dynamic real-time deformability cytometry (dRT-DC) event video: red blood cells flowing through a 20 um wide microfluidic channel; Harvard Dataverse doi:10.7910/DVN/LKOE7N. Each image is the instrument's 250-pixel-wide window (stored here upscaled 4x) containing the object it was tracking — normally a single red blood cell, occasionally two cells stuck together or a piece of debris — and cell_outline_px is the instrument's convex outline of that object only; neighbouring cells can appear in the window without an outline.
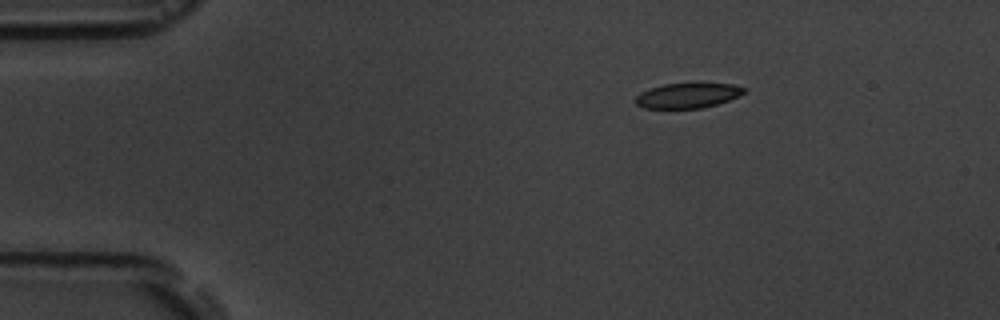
{"species": "common noctule bat (a hibernating species)", "species_latin": "Nyctalus noctula", "temperature_condition": "room temperature", "stored_images_in_passage": 3, "camera_frame_rate_fps": 3000, "um_per_image_px": 0.085, "animal": {"sex": "male", "body_mass_g": 19.5, "forearm_length_mm": 54.6}, "frame": {"image": 1, "passage_image": 1, "time_ms": 0.0, "image_size_px": [1000, 320], "cell_outline_px": [[748, 88], [744, 92], [728, 100], [716, 104], [700, 108], [644, 108], [636, 104], [636, 96], [640, 92], [664, 84], [732, 84]], "centroid_in_image_um": [58.43, 8.12], "position_along_channel_um": 26.6, "area_um2": 15.43}}